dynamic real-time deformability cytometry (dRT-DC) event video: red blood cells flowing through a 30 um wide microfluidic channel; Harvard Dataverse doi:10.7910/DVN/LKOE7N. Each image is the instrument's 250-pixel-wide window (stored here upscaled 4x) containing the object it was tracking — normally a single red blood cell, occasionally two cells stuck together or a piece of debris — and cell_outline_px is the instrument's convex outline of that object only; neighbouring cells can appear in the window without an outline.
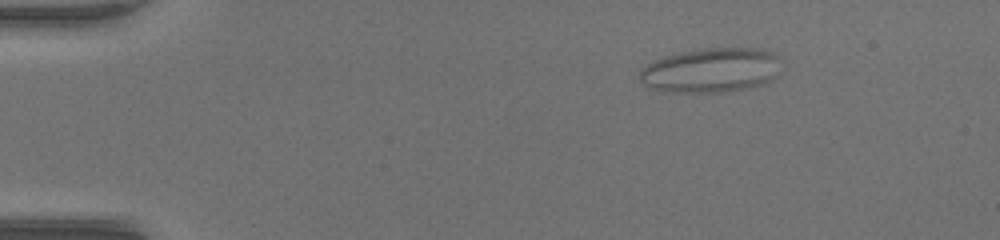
{"species": "common noctule bat (a hibernating species)", "species_latin": "Nyctalus noctula", "temperature_condition": "warm", "stored_images_in_passage": 52, "camera_frame_rate_fps": 3000, "um_per_image_px": 0.085, "animal": {"sex": "female", "body_mass_g": 17.0, "forearm_length_mm": 48.0}, "frame": {"image": 1, "passage_image": 8, "time_ms": 2.333, "image_size_px": [1000, 240], "cell_outline_px": [[776, 56], [772, 80], [764, 84], [724, 92], [668, 92], [652, 88], [644, 84], [640, 80], [640, 68], [664, 56], [680, 52], [700, 48], [760, 48], [772, 52]], "centroid_in_image_um": [60.35, 5.97], "position_along_channel_um": 24.7, "area_um2": 36.18}}
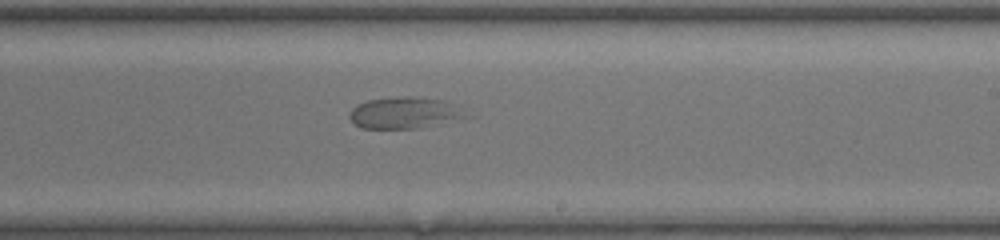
{"frame": {"image": 2, "passage_image": 32, "time_ms": 10.333, "image_size_px": [1000, 240], "cell_outline_px": [[476, 116], [420, 128], [360, 128], [352, 124], [348, 116], [352, 108], [356, 104], [368, 100], [400, 96], [416, 96], [444, 100]], "centroid_in_image_um": [34.42, 9.59], "position_along_channel_um": 254.6, "area_um2": 21.91}}
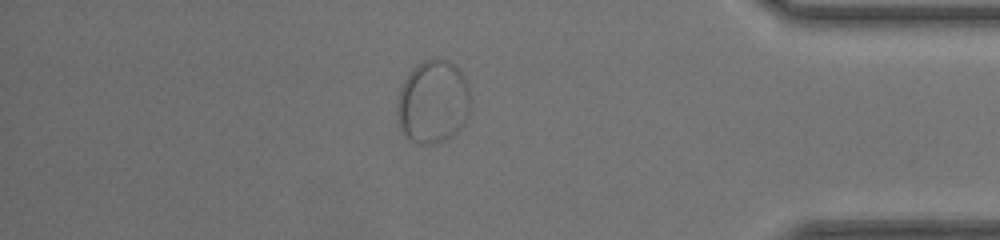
{"frame": {"image": 3, "passage_image": 45, "time_ms": 14.667, "image_size_px": [1000, 240], "cell_outline_px": [[472, 100], [468, 120], [452, 136], [444, 140], [432, 144], [420, 144], [408, 140], [404, 136], [400, 128], [396, 116], [396, 104], [400, 88], [404, 80], [412, 68], [416, 64], [424, 60], [448, 60], [456, 64], [460, 68], [468, 84], [472, 96]], "centroid_in_image_um": [36.82, 8.67], "position_along_channel_um": 398.4, "area_um2": 36.53}}